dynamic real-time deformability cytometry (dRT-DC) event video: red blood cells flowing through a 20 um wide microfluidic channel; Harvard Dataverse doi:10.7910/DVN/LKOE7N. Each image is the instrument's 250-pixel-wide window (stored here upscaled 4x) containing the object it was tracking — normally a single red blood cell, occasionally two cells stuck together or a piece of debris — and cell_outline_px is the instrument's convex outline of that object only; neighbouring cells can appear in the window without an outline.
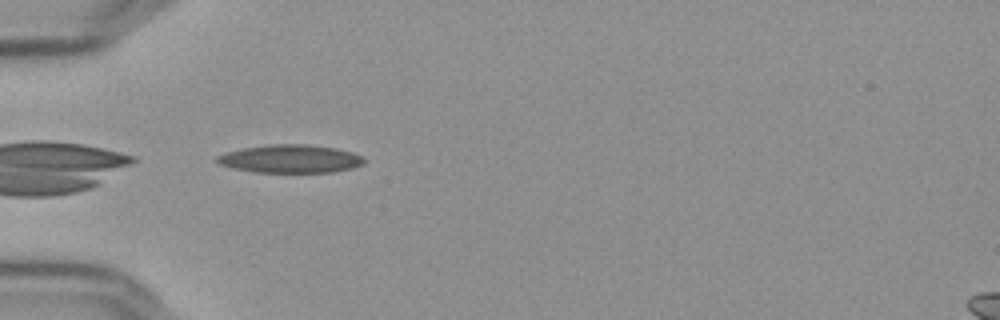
{"species": "Egyptian fruit bat (a non-hibernating species)", "species_latin": "Rousettus aegyptiacus", "temperature_condition": "cold", "stored_images_in_passage": 30, "camera_frame_rate_fps": 3000, "um_per_image_px": 0.085, "frame": {"image": 1, "passage_image": 1, "time_ms": 0.0, "image_size_px": [1000, 320], "cell_outline_px": [[364, 164], [352, 168], [332, 172], [252, 172], [232, 168], [220, 164], [216, 160], [216, 156], [224, 152], [244, 148], [268, 144], [304, 144], [336, 148], [352, 152], [360, 156], [364, 160]], "centroid_in_image_um": [24.65, 13.5], "position_along_channel_um": 60.4, "area_um2": 24.1}}
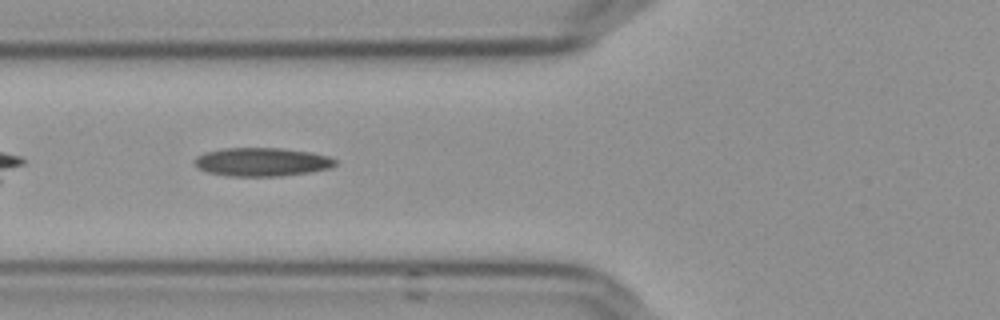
{"frame": {"image": 2, "passage_image": 5, "time_ms": 1.333, "image_size_px": [1000, 320], "cell_outline_px": [[336, 164], [328, 168], [308, 172], [280, 176], [228, 176], [208, 172], [196, 168], [192, 160], [196, 156], [204, 152], [224, 148], [280, 148], [312, 152], [328, 156], [336, 160]], "centroid_in_image_um": [22.19, 13.76], "position_along_channel_um": 103.6, "area_um2": 23.47}}
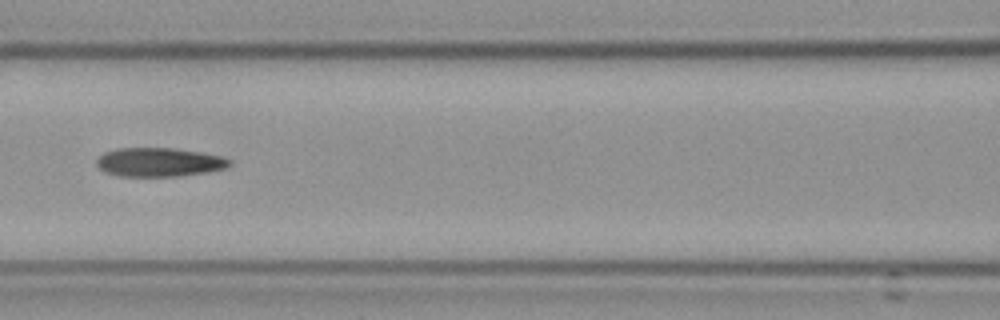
{"frame": {"image": 3, "passage_image": 9, "time_ms": 2.667, "image_size_px": [1000, 320], "cell_outline_px": [[232, 164], [224, 168], [204, 172], [176, 176], [116, 176], [104, 172], [96, 164], [96, 160], [104, 152], [116, 148], [172, 148], [200, 152], [220, 156], [232, 160]], "centroid_in_image_um": [13.48, 13.78], "position_along_channel_um": 153.1, "area_um2": 22.25}, "authors_computed_cell_mechanics": {"area_um2": 22.9177, "velocity_mm_per_s": 3.6567, "shape_relaxation_time_tau1_ms": null, "shape_relaxation_time_tau2_ms": 5.4898, "deformation_change_tau1": null, "deformation_change_tau2": 0.1469}}